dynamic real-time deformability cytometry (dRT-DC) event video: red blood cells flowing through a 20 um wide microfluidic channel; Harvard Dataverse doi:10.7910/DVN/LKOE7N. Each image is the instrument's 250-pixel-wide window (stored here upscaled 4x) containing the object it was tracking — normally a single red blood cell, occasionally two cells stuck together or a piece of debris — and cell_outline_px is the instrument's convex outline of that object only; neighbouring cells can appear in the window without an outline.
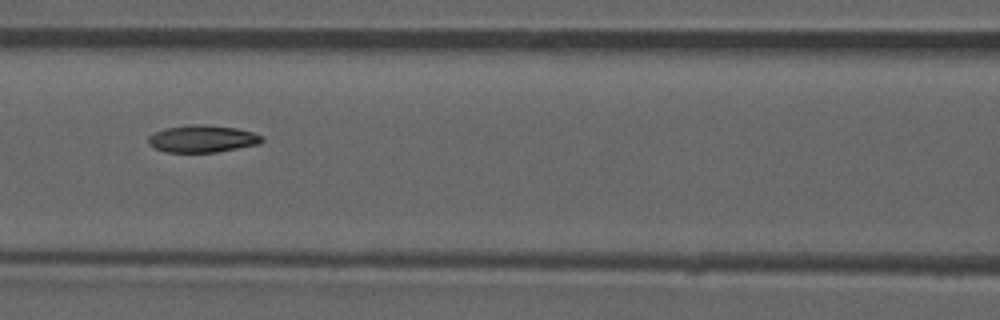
{"species": "common noctule bat (a hibernating species)", "species_latin": "Nyctalus noctula", "temperature_condition": "room temperature", "stored_images_in_passage": 52, "camera_frame_rate_fps": 3000, "um_per_image_px": 0.085, "animal": {"sex": "male", "forearm_length_mm": 52.5}, "frame": {"image": 1, "passage_image": 23, "time_ms": 7.333, "image_size_px": [1000, 320], "cell_outline_px": [[264, 140], [260, 144], [216, 152], [164, 152], [148, 144], [148, 136], [164, 128], [188, 124], [204, 124], [236, 128], [252, 132], [264, 136]], "centroid_in_image_um": [17.21, 11.79], "position_along_channel_um": 149.4, "area_um2": 18.15}, "authors_computed_cell_mechanics": {"area_um2": 18.3515, "velocity_mm_per_s": 3.9464, "shape_relaxation_time_tau1_ms": 11.2865, "shape_relaxation_time_tau2_ms": 3.7621, "deformation_change_tau1": 0.2627, "deformation_change_tau2": 0.1019}}